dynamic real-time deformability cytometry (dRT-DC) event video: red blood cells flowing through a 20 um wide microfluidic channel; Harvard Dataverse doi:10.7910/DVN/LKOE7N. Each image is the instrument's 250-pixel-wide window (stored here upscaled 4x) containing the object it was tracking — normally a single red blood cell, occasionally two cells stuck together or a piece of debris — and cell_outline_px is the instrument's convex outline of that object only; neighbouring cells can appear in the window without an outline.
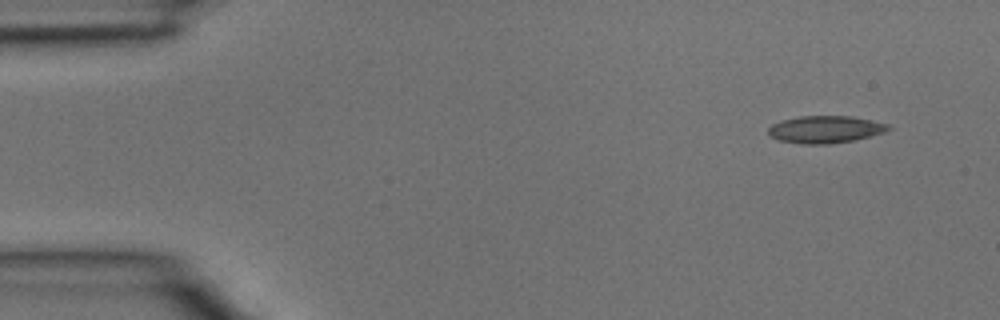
{"species": "common noctule bat (a hibernating species)", "species_latin": "Nyctalus noctula", "temperature_condition": "room temperature", "stored_images_in_passage": 3, "camera_frame_rate_fps": 3000, "um_per_image_px": 0.085, "animal": {"sex": "male", "body_mass_g": 15.6}, "frame": {"image": 1, "passage_image": 1, "time_ms": 0.0, "image_size_px": [1000, 320], "cell_outline_px": [[892, 128], [884, 132], [856, 140], [828, 144], [804, 144], [780, 140], [772, 136], [768, 132], [768, 128], [772, 124], [780, 120], [800, 116], [852, 116], [872, 120], [888, 124]], "centroid_in_image_um": [70.17, 10.99], "position_along_channel_um": 14.8, "area_um2": 19.07}}
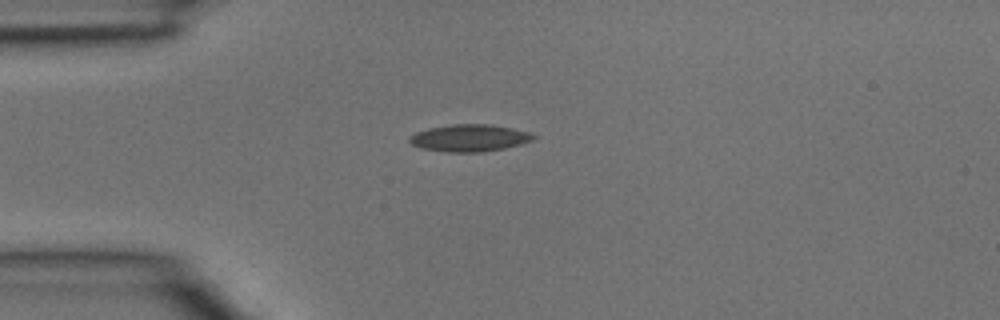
{"frame": {"image": 2, "passage_image": 3, "time_ms": 0.667, "image_size_px": [1000, 320], "cell_outline_px": [[536, 136], [532, 140], [520, 144], [504, 148], [480, 152], [448, 152], [420, 148], [412, 144], [408, 140], [416, 132], [428, 128], [452, 124], [488, 124], [512, 128], [528, 132]], "centroid_in_image_um": [39.89, 11.72], "position_along_channel_um": 45.1, "area_um2": 19.36}}